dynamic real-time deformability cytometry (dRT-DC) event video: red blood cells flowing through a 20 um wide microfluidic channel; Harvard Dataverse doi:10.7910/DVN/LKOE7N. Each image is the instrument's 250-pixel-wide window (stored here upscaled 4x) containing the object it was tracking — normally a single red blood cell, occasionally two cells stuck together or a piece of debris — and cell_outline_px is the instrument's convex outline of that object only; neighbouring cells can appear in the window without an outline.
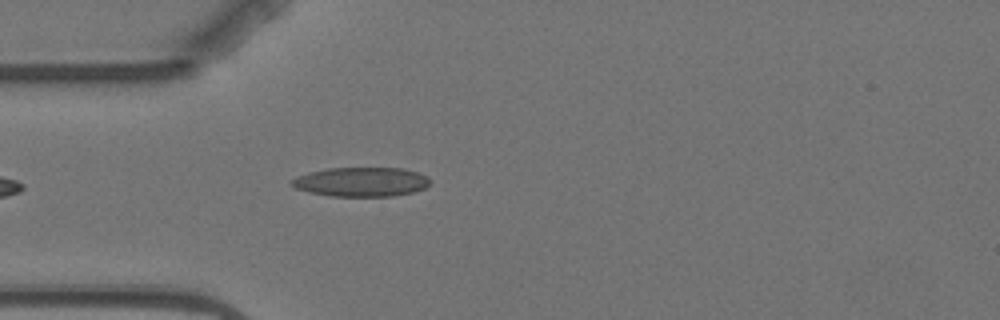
{"species": "Egyptian fruit bat (a non-hibernating species)", "species_latin": "Rousettus aegyptiacus", "temperature_condition": "warm", "stored_images_in_passage": 3, "camera_frame_rate_fps": 3000, "um_per_image_px": 0.085, "animal": {"sex": "female"}, "frame": {"image": 1, "passage_image": 3, "time_ms": 3.0, "image_size_px": [1000, 320], "cell_outline_px": [[428, 184], [424, 188], [412, 192], [392, 196], [332, 196], [308, 192], [296, 188], [288, 184], [288, 180], [296, 176], [308, 172], [328, 168], [404, 168], [428, 176]], "centroid_in_image_um": [30.63, 15.45], "position_along_channel_um": 54.4, "area_um2": 23.7}}